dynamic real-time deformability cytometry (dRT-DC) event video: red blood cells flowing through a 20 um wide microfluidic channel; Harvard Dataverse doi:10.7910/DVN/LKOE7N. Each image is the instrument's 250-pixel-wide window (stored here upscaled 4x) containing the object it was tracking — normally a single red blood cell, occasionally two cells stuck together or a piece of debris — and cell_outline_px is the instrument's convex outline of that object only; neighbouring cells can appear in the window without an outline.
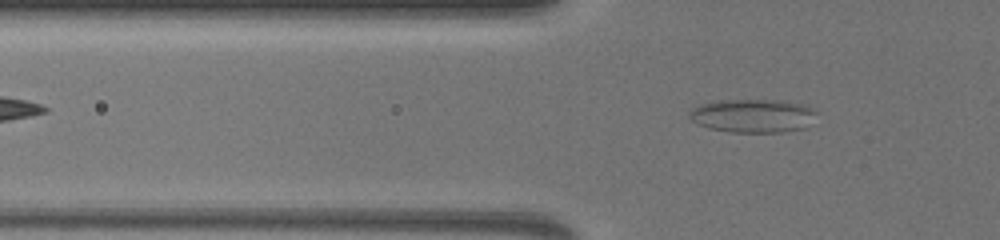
{"species": "common noctule bat (a hibernating species)", "species_latin": "Nyctalus noctula", "temperature_condition": "warm", "stored_images_in_passage": 66, "camera_frame_rate_fps": 3000, "um_per_image_px": 0.085, "animal": {"sex": "female", "body_mass_g": 19.5, "forearm_length_mm": 54.1}, "frame": {"image": 1, "passage_image": 23, "time_ms": 7.333, "image_size_px": [1000, 240], "cell_outline_px": [[816, 112], [804, 128], [780, 132], [732, 132], [708, 128], [692, 120], [688, 116], [692, 108], [704, 104], [720, 100], [780, 100], [800, 104], [812, 108]], "centroid_in_image_um": [63.96, 9.84], "position_along_channel_um": 61.8, "area_um2": 24.33}}
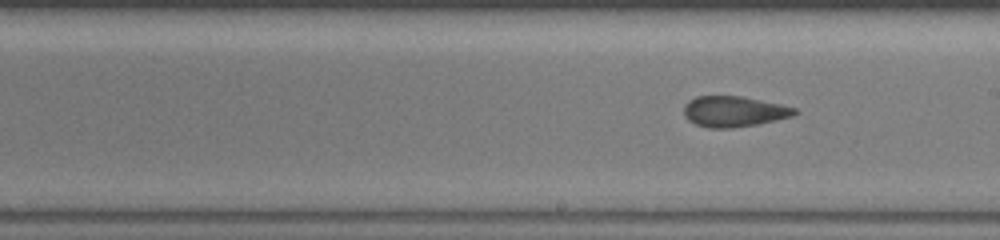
{"frame": {"image": 2, "passage_image": 39, "time_ms": 12.667, "image_size_px": [1000, 240], "cell_outline_px": [[800, 112], [792, 116], [776, 120], [756, 124], [732, 128], [708, 128], [696, 124], [688, 120], [684, 116], [684, 104], [688, 100], [696, 96], [740, 96], [780, 104], [796, 108]], "centroid_in_image_um": [62.36, 9.47], "position_along_channel_um": 226.6, "area_um2": 19.83}}
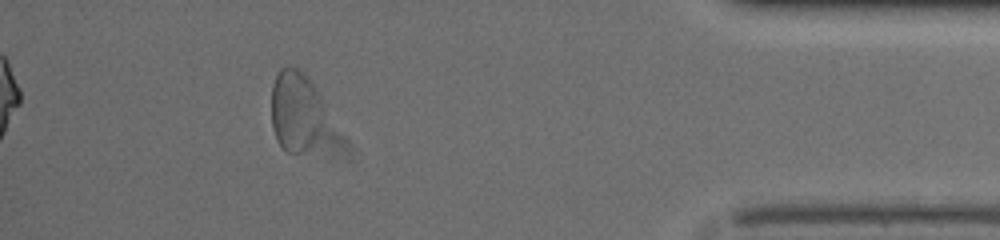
{"frame": {"image": 3, "passage_image": 60, "time_ms": 19.667, "image_size_px": [1000, 240], "cell_outline_px": [[324, 116], [316, 136], [312, 144], [300, 152], [288, 152], [276, 140], [272, 128], [272, 84], [280, 68], [296, 68], [304, 72], [316, 88], [324, 104]], "centroid_in_image_um": [25.12, 9.34], "position_along_channel_um": 410.1, "area_um2": 25.09}}